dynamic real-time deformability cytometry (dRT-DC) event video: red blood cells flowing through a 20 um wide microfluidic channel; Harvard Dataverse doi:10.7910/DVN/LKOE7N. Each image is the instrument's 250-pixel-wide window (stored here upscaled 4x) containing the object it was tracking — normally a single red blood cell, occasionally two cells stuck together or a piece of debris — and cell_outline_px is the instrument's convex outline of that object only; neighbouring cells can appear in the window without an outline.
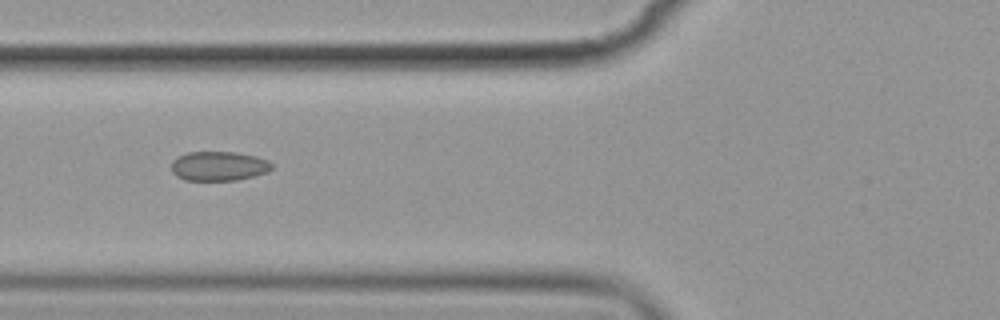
{"species": "common noctule bat (a hibernating species)", "species_latin": "Nyctalus noctula", "temperature_condition": "cold", "stored_images_in_passage": 9, "camera_frame_rate_fps": 3000, "um_per_image_px": 0.085, "animal": {"sex": "female", "body_mass_g": 19.9}, "frame": {"image": 1, "passage_image": 6, "time_ms": 6.667, "image_size_px": [1000, 320], "cell_outline_px": [[272, 168], [268, 172], [236, 180], [184, 180], [176, 176], [172, 172], [172, 160], [188, 152], [236, 152], [256, 156], [268, 160], [272, 164]], "centroid_in_image_um": [18.6, 14.11], "position_along_channel_um": 107.2, "area_um2": 17.17}}
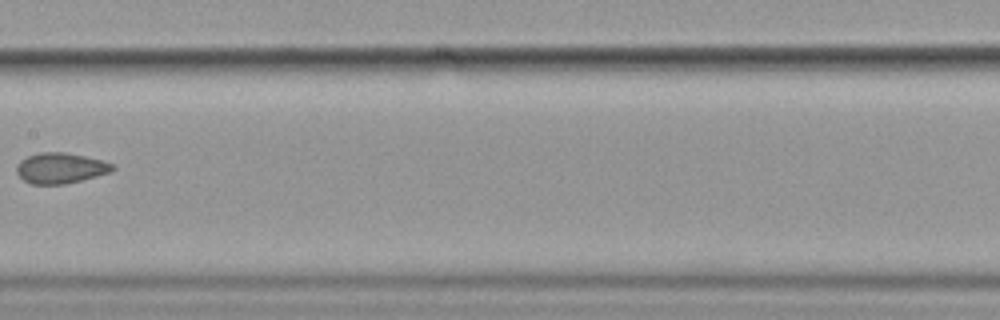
{"frame": {"image": 2, "passage_image": 8, "time_ms": 9.333, "image_size_px": [1000, 320], "cell_outline_px": [[116, 168], [112, 172], [64, 184], [32, 184], [24, 180], [16, 172], [16, 164], [20, 160], [28, 156], [40, 152], [64, 152], [84, 156], [116, 164]], "centroid_in_image_um": [5.15, 14.28], "position_along_channel_um": 202.2, "area_um2": 17.11}}
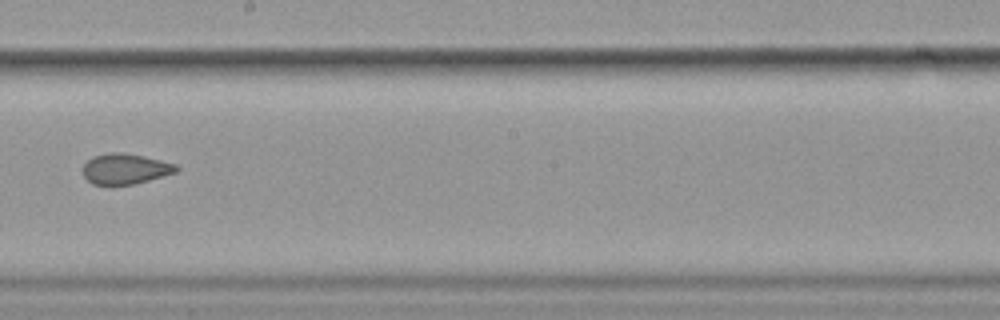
{"frame": {"image": 3, "passage_image": 9, "time_ms": 10.333, "image_size_px": [1000, 320], "cell_outline_px": [[180, 168], [176, 172], [136, 184], [92, 184], [84, 176], [84, 164], [92, 156], [112, 152], [120, 152], [144, 156], [176, 164]], "centroid_in_image_um": [10.66, 14.34], "position_along_channel_um": 237.5, "area_um2": 16.47}}